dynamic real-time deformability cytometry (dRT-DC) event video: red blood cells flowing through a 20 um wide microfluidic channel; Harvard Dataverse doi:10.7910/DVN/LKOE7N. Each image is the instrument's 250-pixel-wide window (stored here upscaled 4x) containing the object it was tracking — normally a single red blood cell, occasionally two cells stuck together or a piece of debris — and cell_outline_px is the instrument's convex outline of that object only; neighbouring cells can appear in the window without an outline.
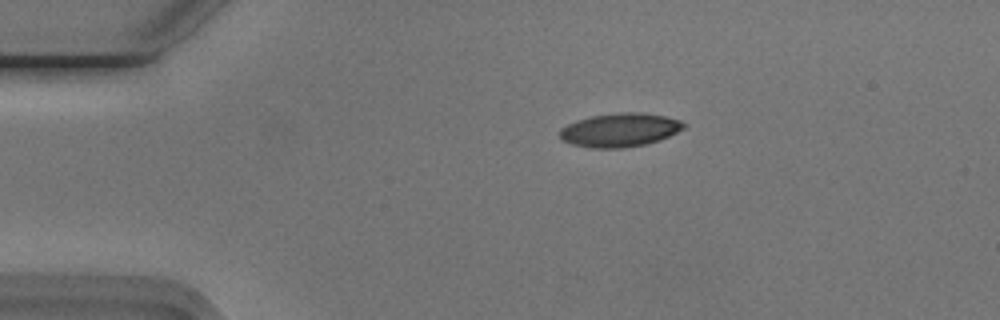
{"species": "Egyptian fruit bat (a non-hibernating species)", "species_latin": "Rousettus aegyptiacus", "temperature_condition": "cold", "stored_images_in_passage": 45, "camera_frame_rate_fps": 3000, "um_per_image_px": 0.085, "animal": {"sex": "male"}, "frame": {"image": 1, "passage_image": 1, "time_ms": 0.0, "image_size_px": [1000, 320], "cell_outline_px": [[684, 128], [668, 136], [644, 144], [620, 148], [592, 148], [572, 144], [560, 140], [560, 128], [576, 120], [592, 116], [620, 112], [640, 112], [664, 116], [680, 120], [684, 124]], "centroid_in_image_um": [52.63, 11.04], "position_along_channel_um": 32.4, "area_um2": 24.04}}
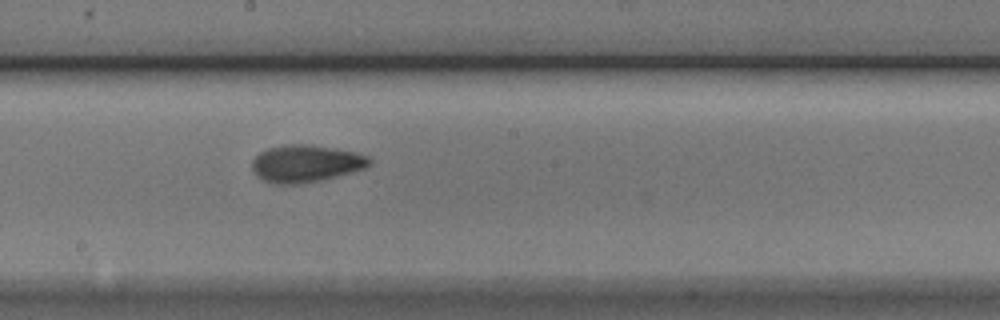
{"frame": {"image": 2, "passage_image": 20, "time_ms": 6.333, "image_size_px": [1000, 320], "cell_outline_px": [[372, 164], [364, 168], [316, 180], [292, 184], [276, 184], [264, 180], [256, 176], [252, 168], [252, 160], [260, 152], [268, 148], [288, 144], [308, 144], [352, 152], [368, 156], [372, 160]], "centroid_in_image_um": [25.94, 13.88], "position_along_channel_um": 222.3, "area_um2": 24.8}}
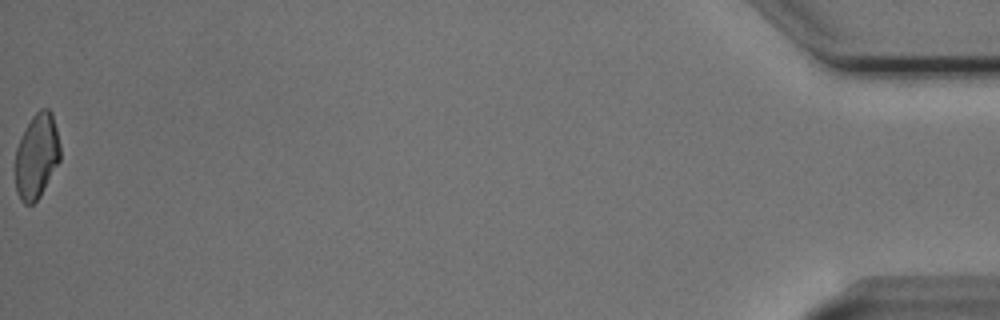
{"frame": {"image": 3, "passage_image": 45, "time_ms": 14.667, "image_size_px": [1000, 320], "cell_outline_px": [[60, 160], [40, 196], [32, 204], [24, 204], [20, 200], [16, 192], [16, 148], [32, 116], [40, 108], [48, 108], [52, 112], [60, 144]], "centroid_in_image_um": [3.13, 13.27], "position_along_channel_um": 432.1, "area_um2": 22.02}, "authors_computed_cell_mechanics": {"area_um2": 23.5246, "velocity_mm_per_s": 3.7593, "shape_relaxation_time_tau1_ms": 4.3722, "shape_relaxation_time_tau2_ms": 1.9827, "deformation_change_tau1": 0.1239, "deformation_change_tau2": 0.0694}}